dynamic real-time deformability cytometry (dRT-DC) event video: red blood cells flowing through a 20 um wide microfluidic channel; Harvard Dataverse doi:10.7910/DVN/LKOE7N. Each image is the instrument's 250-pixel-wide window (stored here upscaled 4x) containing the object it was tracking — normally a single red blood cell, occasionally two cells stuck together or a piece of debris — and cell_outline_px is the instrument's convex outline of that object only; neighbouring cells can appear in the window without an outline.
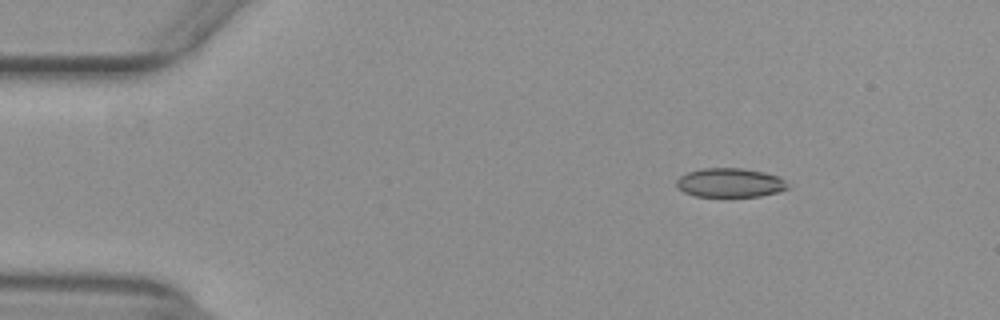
{"species": "common noctule bat (a hibernating species)", "species_latin": "Nyctalus noctula", "temperature_condition": "warm", "stored_images_in_passage": 48, "camera_frame_rate_fps": 3000, "um_per_image_px": 0.085, "animal": {"sex": "female", "body_mass_g": 29.2, "forearm_length_mm": 56.3}, "frame": {"image": 1, "passage_image": 3, "time_ms": 0.667, "image_size_px": [1000, 320], "cell_outline_px": [[792, 184], [788, 188], [776, 192], [760, 196], [696, 196], [684, 192], [676, 184], [676, 180], [680, 176], [688, 172], [704, 168], [744, 168], [764, 172], [776, 176]], "centroid_in_image_um": [62.07, 15.52], "position_along_channel_um": 22.9, "area_um2": 18.73}}
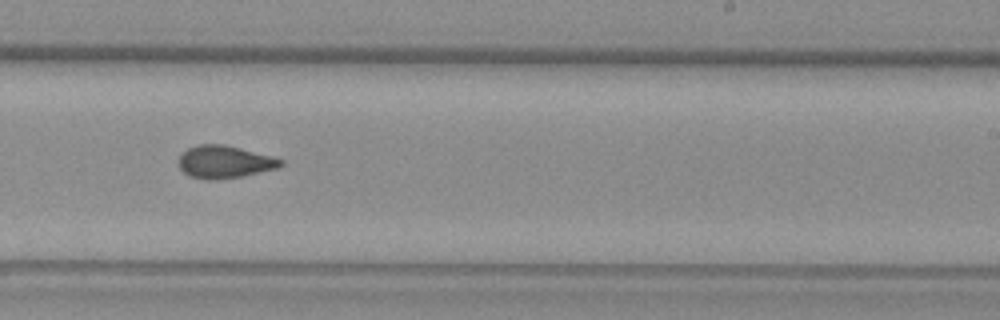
{"frame": {"image": 2, "passage_image": 28, "time_ms": 9.0, "image_size_px": [1000, 320], "cell_outline_px": [[284, 164], [276, 168], [240, 176], [208, 180], [188, 176], [180, 168], [180, 156], [188, 148], [200, 144], [224, 144], [272, 156], [284, 160]], "centroid_in_image_um": [19.09, 13.75], "position_along_channel_um": 269.9, "area_um2": 19.02}}
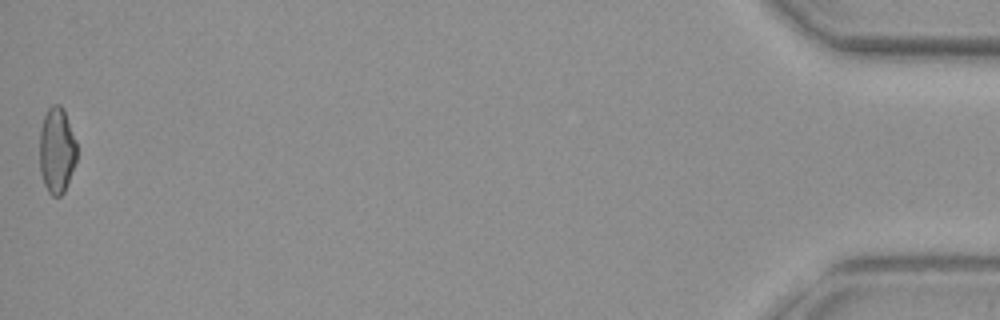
{"frame": {"image": 3, "passage_image": 48, "time_ms": 15.667, "image_size_px": [1000, 320], "cell_outline_px": [[76, 160], [64, 192], [60, 196], [52, 196], [48, 192], [44, 184], [40, 172], [40, 128], [44, 116], [48, 108], [52, 104], [60, 104], [64, 108], [76, 140]], "centroid_in_image_um": [4.82, 12.75], "position_along_channel_um": 430.4, "area_um2": 18.73}, "authors_computed_cell_mechanics": {"area_um2": 19.1896, "velocity_mm_per_s": 3.947, "shape_relaxation_time_tau1_ms": null, "shape_relaxation_time_tau2_ms": 2.0477, "deformation_change_tau1": null, "deformation_change_tau2": 0.0888}}